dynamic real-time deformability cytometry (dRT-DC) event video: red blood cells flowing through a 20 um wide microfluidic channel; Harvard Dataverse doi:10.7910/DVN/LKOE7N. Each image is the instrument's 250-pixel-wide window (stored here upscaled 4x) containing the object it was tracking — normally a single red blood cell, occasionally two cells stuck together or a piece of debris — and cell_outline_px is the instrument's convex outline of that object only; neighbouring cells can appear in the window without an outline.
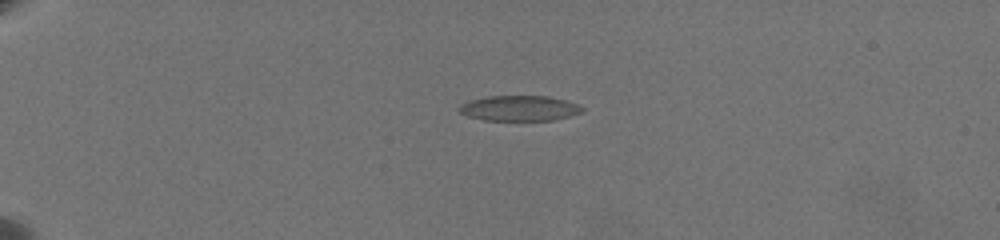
{"species": "common noctule bat (a hibernating species)", "species_latin": "Nyctalus noctula", "temperature_condition": "warm", "stored_images_in_passage": 50, "camera_frame_rate_fps": 3000, "um_per_image_px": 0.085, "animal": {"sex": "female", "body_mass_g": 19.5, "forearm_length_mm": 54.1}, "frame": {"image": 1, "passage_image": 2, "time_ms": 0.333, "image_size_px": [1000, 240], "cell_outline_px": [[584, 112], [552, 120], [484, 120], [468, 116], [460, 112], [460, 104], [472, 100], [488, 96], [548, 96], [564, 100], [576, 104], [584, 108]], "centroid_in_image_um": [44.16, 9.2], "position_along_channel_um": 40.8, "area_um2": 17.92}}
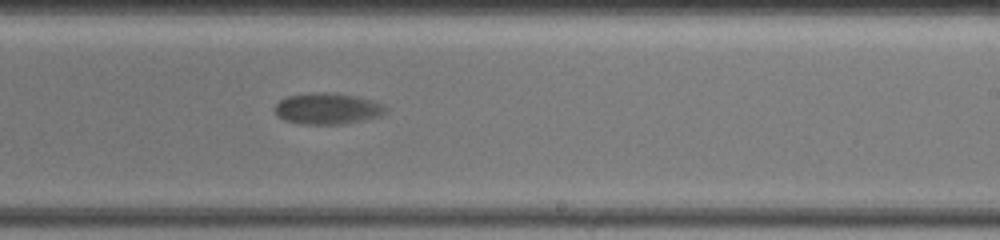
{"frame": {"image": 2, "passage_image": 28, "time_ms": 9.0, "image_size_px": [1000, 240], "cell_outline_px": [[388, 108], [380, 116], [364, 120], [344, 124], [304, 124], [284, 120], [276, 112], [276, 104], [280, 100], [288, 96], [312, 92], [328, 92], [356, 96], [372, 100]], "centroid_in_image_um": [27.85, 9.23], "position_along_channel_um": 261.2, "area_um2": 20.0}}
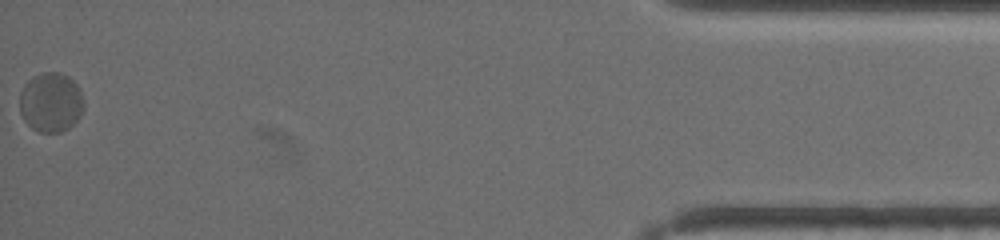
{"frame": {"image": 3, "passage_image": 50, "time_ms": 16.333, "image_size_px": [1000, 240], "cell_outline_px": [[84, 108], [80, 116], [68, 128], [60, 132], [40, 132], [32, 128], [24, 120], [20, 112], [20, 92], [24, 84], [32, 76], [40, 72], [56, 72], [68, 76], [80, 88], [84, 100]], "centroid_in_image_um": [4.32, 8.68], "position_along_channel_um": 430.9, "area_um2": 22.43}, "authors_computed_cell_mechanics": {"area_um2": 19.3919, "velocity_mm_per_s": 3.3464, "shape_relaxation_time_tau1_ms": 6.593, "shape_relaxation_time_tau2_ms": null, "deformation_change_tau1": 0.1606, "deformation_change_tau2": null}}